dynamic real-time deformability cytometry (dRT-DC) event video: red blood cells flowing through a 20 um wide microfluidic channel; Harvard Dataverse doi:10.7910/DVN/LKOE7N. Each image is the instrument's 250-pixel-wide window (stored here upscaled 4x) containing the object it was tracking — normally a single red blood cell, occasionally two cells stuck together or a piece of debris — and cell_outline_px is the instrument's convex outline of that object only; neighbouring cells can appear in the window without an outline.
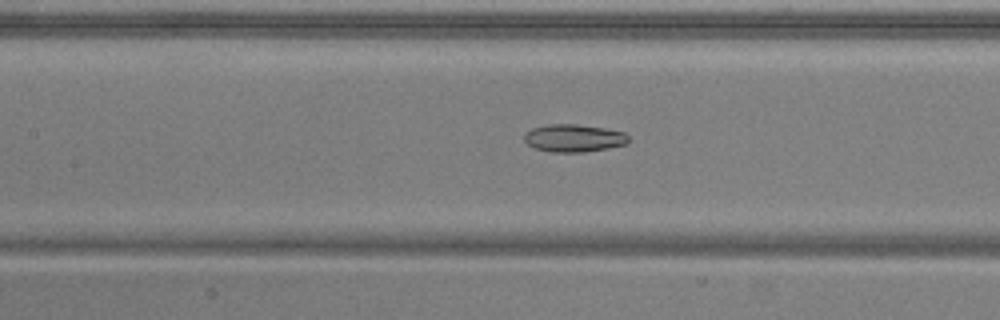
{"species": "common noctule bat (a hibernating species)", "species_latin": "Nyctalus noctula", "temperature_condition": "warm", "stored_images_in_passage": 37, "camera_frame_rate_fps": 3000, "um_per_image_px": 0.085, "animal": {"sex": "male", "body_mass_g": 20.5, "forearm_length_mm": 52.5}, "frame": {"image": 1, "passage_image": 9, "time_ms": 2.667, "image_size_px": [1000, 320], "cell_outline_px": [[628, 140], [624, 144], [584, 152], [552, 152], [536, 148], [528, 144], [524, 140], [524, 132], [532, 128], [548, 124], [576, 124], [604, 128], [624, 132], [628, 136]], "centroid_in_image_um": [48.72, 11.72], "position_along_channel_um": 158.7, "area_um2": 16.59}}
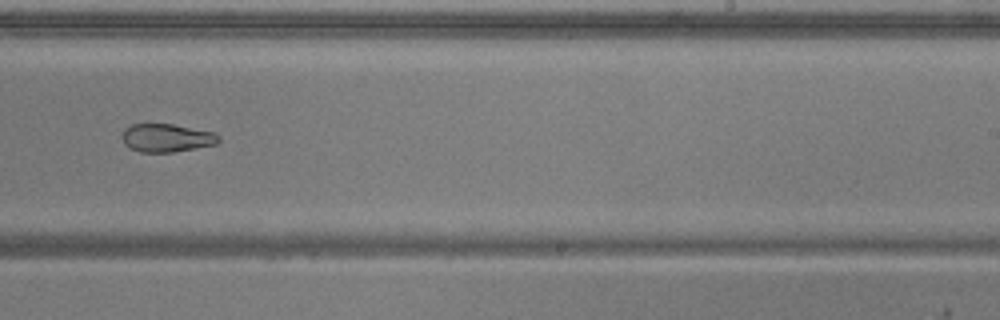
{"frame": {"image": 2, "passage_image": 18, "time_ms": 5.667, "image_size_px": [1000, 320], "cell_outline_px": [[220, 140], [216, 144], [196, 148], [172, 152], [140, 152], [128, 148], [124, 144], [120, 136], [124, 128], [132, 124], [172, 124], [216, 132], [220, 136]], "centroid_in_image_um": [14.14, 11.72], "position_along_channel_um": 274.9, "area_um2": 16.13}}
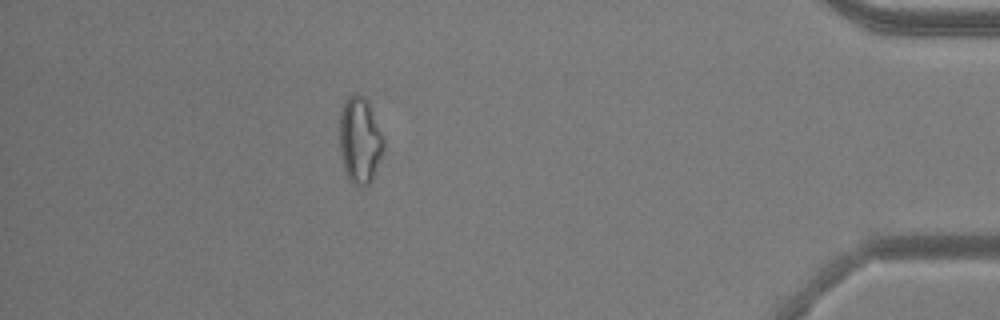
{"frame": {"image": 3, "passage_image": 32, "time_ms": 10.333, "image_size_px": [1000, 320], "cell_outline_px": [[384, 148], [380, 160], [372, 180], [368, 184], [352, 184], [344, 168], [340, 152], [340, 112], [344, 100], [352, 92], [356, 92], [364, 96], [368, 100], [384, 136]], "centroid_in_image_um": [30.6, 11.84], "position_along_channel_um": 404.6, "area_um2": 22.43}, "authors_computed_cell_mechanics": {"area_um2": 17.918, "velocity_mm_per_s": 3.8836, "shape_relaxation_time_tau1_ms": null, "shape_relaxation_time_tau2_ms": 1.847, "deformation_change_tau1": null, "deformation_change_tau2": 0.0791}}